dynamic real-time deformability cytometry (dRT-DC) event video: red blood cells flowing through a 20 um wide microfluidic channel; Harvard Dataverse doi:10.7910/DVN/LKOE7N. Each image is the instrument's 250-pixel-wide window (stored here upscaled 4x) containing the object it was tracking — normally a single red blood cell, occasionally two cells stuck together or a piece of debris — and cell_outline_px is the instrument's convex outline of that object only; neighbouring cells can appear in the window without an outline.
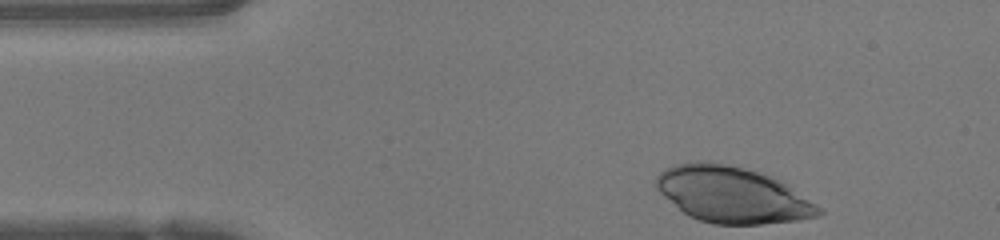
{"species": "human", "species_latin": "Homo sapiens", "temperature_condition": "warm", "stored_images_in_passage": 34, "camera_frame_rate_fps": 3000, "um_per_image_px": 0.085, "donor": {"sex": "female"}, "frame": {"image": 1, "passage_image": 1, "time_ms": 0.0, "image_size_px": [1000, 240], "cell_outline_px": [[824, 212], [820, 216], [800, 220], [760, 224], [712, 224], [688, 216], [664, 196], [656, 188], [656, 176], [660, 172], [676, 164], [692, 160], [704, 160], [744, 168], [784, 180], [816, 204]], "centroid_in_image_um": [62.28, 16.55], "position_along_channel_um": 22.7, "area_um2": 53.35}}
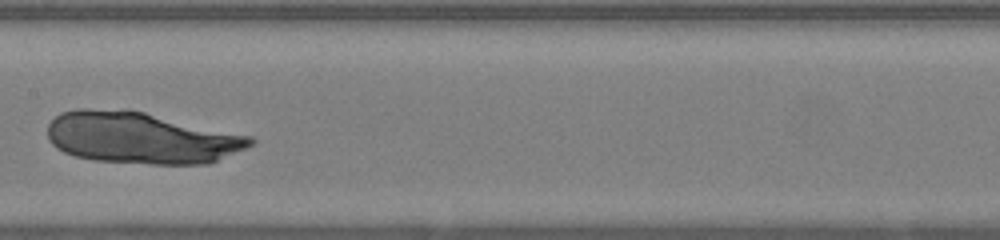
{"frame": {"image": 2, "passage_image": 18, "time_ms": 5.667, "image_size_px": [1000, 240], "cell_outline_px": [[256, 140], [252, 144], [244, 148], [208, 164], [152, 164], [92, 160], [76, 156], [64, 152], [56, 148], [48, 140], [48, 124], [60, 112], [76, 108], [128, 108], [252, 136]], "centroid_in_image_um": [11.95, 11.69], "position_along_channel_um": 195.5, "area_um2": 61.5}}
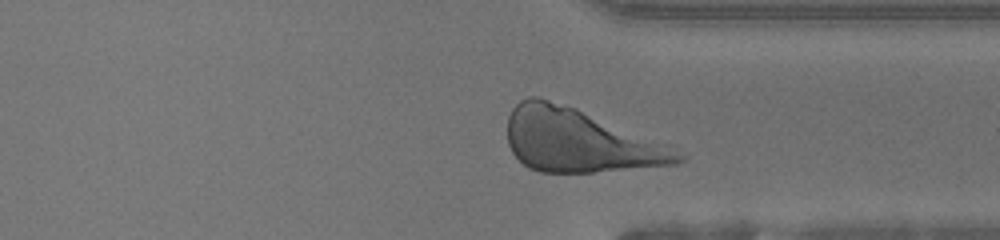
{"frame": {"image": 3, "passage_image": 30, "time_ms": 9.667, "image_size_px": [1000, 240], "cell_outline_px": [[688, 160], [676, 164], [592, 172], [540, 172], [528, 168], [512, 152], [508, 144], [508, 116], [512, 108], [520, 100], [528, 96], [536, 96], [576, 108], [688, 156]], "centroid_in_image_um": [49.15, 11.97], "position_along_channel_um": 362.3, "area_um2": 61.38}}